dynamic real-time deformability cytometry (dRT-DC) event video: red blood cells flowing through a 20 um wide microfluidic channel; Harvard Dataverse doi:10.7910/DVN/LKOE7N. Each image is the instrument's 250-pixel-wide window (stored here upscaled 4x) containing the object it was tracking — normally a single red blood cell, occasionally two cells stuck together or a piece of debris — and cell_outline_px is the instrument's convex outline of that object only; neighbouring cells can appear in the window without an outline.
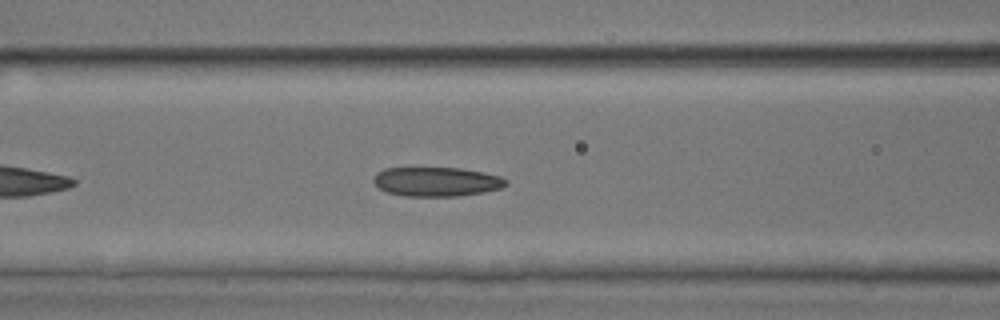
{"species": "common noctule bat (a hibernating species)", "species_latin": "Nyctalus noctula", "temperature_condition": "room temperature", "stored_images_in_passage": 31, "camera_frame_rate_fps": 3000, "um_per_image_px": 0.085, "animal": {"sex": "male", "body_mass_g": 17.9, "forearm_length_mm": 54.2}, "frame": {"image": 1, "passage_image": 10, "time_ms": 3.0, "image_size_px": [1000, 320], "cell_outline_px": [[508, 184], [500, 188], [484, 192], [460, 196], [404, 196], [388, 192], [380, 188], [372, 180], [376, 172], [384, 168], [460, 168], [484, 172], [500, 176], [508, 180]], "centroid_in_image_um": [37.12, 15.44], "position_along_channel_um": 129.5, "area_um2": 22.66}}